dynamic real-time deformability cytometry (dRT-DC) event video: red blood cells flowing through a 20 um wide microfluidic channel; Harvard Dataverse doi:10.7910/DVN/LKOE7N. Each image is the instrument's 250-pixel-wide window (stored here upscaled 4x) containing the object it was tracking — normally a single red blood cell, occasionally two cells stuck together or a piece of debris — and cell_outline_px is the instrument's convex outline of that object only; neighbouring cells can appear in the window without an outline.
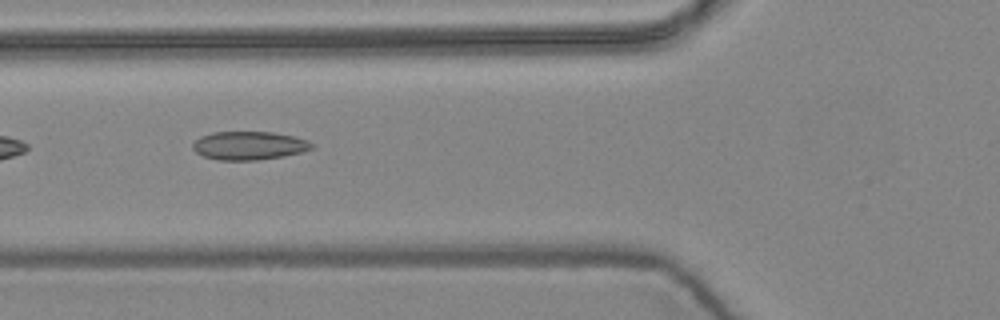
{"species": "common noctule bat (a hibernating species)", "species_latin": "Nyctalus noctula", "temperature_condition": "warm", "stored_images_in_passage": 6, "camera_frame_rate_fps": 3000, "um_per_image_px": 0.085, "animal": {"sex": "female", "body_mass_g": 24.6, "forearm_length_mm": 56.2}, "frame": {"image": 1, "passage_image": 6, "time_ms": 1.667, "image_size_px": [1000, 320], "cell_outline_px": [[316, 144], [312, 148], [300, 152], [284, 156], [256, 160], [216, 160], [204, 156], [196, 152], [192, 148], [192, 144], [200, 136], [212, 132], [272, 132], [292, 136], [308, 140]], "centroid_in_image_um": [21.16, 12.37], "position_along_channel_um": 104.6, "area_um2": 19.71}}